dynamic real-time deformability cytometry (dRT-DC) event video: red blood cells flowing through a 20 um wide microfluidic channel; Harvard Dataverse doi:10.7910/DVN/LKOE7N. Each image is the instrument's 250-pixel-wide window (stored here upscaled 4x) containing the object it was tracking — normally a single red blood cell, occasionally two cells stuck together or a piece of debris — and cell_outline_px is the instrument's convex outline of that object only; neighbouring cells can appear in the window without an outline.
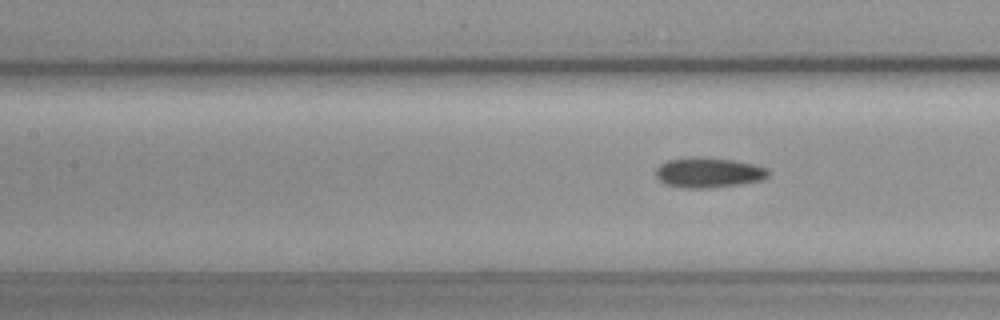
{"species": "common noctule bat (a hibernating species)", "species_latin": "Nyctalus noctula", "temperature_condition": "cold", "stored_images_in_passage": 16, "camera_frame_rate_fps": 3000, "um_per_image_px": 0.085, "animal": {"sex": "female", "body_mass_g": 19.3, "forearm_length_mm": 54.1}, "frame": {"image": 1, "passage_image": 16, "time_ms": 5.0, "image_size_px": [1000, 320], "cell_outline_px": [[768, 176], [760, 180], [736, 184], [708, 188], [684, 188], [668, 184], [660, 180], [656, 176], [656, 168], [660, 164], [668, 160], [692, 156], [736, 160], [768, 168]], "centroid_in_image_um": [60.2, 14.65], "position_along_channel_um": 147.2, "area_um2": 19.54}}